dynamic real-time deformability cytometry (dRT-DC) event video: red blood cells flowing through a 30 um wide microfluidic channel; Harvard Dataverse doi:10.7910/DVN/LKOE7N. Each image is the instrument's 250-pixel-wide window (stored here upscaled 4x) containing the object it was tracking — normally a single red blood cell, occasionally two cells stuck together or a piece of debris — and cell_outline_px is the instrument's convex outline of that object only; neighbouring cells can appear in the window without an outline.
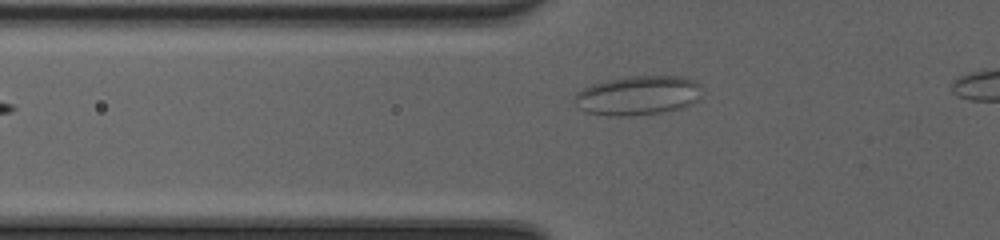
{"species": "common noctule bat (a hibernating species)", "species_latin": "Nyctalus noctula", "temperature_condition": "cold", "stored_images_in_passage": 33, "camera_frame_rate_fps": 3000, "um_per_image_px": 0.085, "animal": {"sex": "female", "body_mass_g": 20.0, "forearm_length_mm": 54.0}, "frame": {"image": 1, "passage_image": 6, "time_ms": 1.667, "image_size_px": [1000, 240], "cell_outline_px": [[700, 100], [680, 108], [660, 112], [628, 116], [608, 116], [588, 112], [580, 108], [576, 104], [576, 92], [592, 84], [608, 80], [628, 76], [680, 76], [692, 80], [700, 84]], "centroid_in_image_um": [54.24, 8.11], "position_along_channel_um": 71.6, "area_um2": 28.96}}
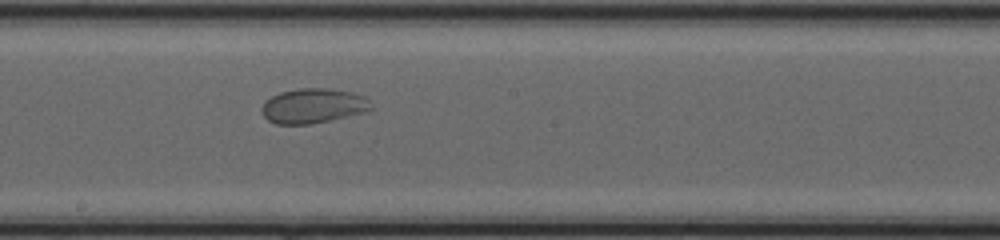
{"frame": {"image": 2, "passage_image": 17, "time_ms": 5.333, "image_size_px": [1000, 240], "cell_outline_px": [[372, 108], [364, 112], [312, 124], [276, 124], [268, 120], [264, 116], [260, 108], [264, 100], [280, 92], [296, 88], [332, 88], [352, 92], [364, 96], [368, 100]], "centroid_in_image_um": [26.57, 8.98], "position_along_channel_um": 221.6, "area_um2": 22.25}}
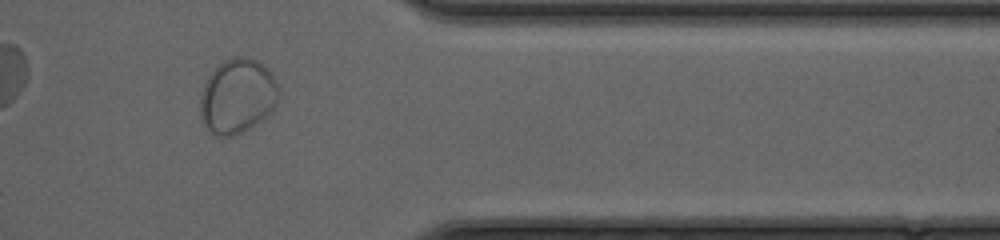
{"frame": {"image": 3, "passage_image": 30, "time_ms": 9.667, "image_size_px": [1000, 240], "cell_outline_px": [[276, 104], [260, 120], [248, 128], [232, 136], [216, 136], [200, 120], [200, 96], [204, 84], [208, 76], [224, 60], [236, 56], [244, 56], [256, 60], [268, 68], [276, 80]], "centroid_in_image_um": [20.13, 8.15], "position_along_channel_um": 391.3, "area_um2": 33.58}}